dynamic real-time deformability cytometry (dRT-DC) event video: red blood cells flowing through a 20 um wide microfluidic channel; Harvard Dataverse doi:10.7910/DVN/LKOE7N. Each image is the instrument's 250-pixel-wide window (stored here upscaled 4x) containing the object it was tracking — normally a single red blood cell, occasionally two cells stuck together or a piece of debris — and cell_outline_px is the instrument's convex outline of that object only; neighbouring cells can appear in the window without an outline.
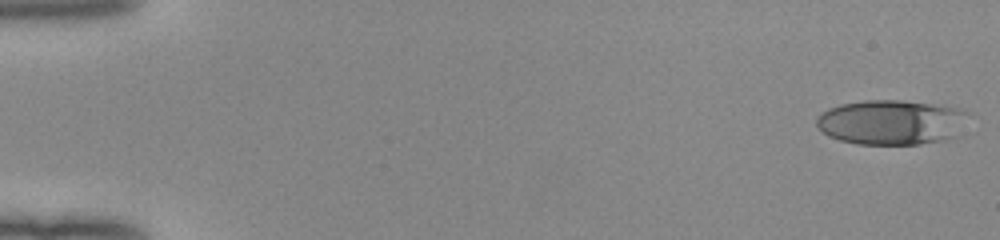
{"species": "human", "species_latin": "Homo sapiens", "temperature_condition": "room temperature", "stored_images_in_passage": 51, "camera_frame_rate_fps": 3000, "um_per_image_px": 0.085, "donor": {"sex": "female"}, "frame": {"image": 1, "passage_image": 1, "time_ms": 0.0, "image_size_px": [1000, 240], "cell_outline_px": [[968, 112], [956, 136], [944, 140], [920, 144], [856, 144], [840, 140], [828, 136], [816, 124], [816, 116], [820, 112], [828, 108], [840, 104], [864, 100], [900, 100], [964, 108]], "centroid_in_image_um": [75.73, 10.38], "position_along_channel_um": 9.3, "area_um2": 39.77}}
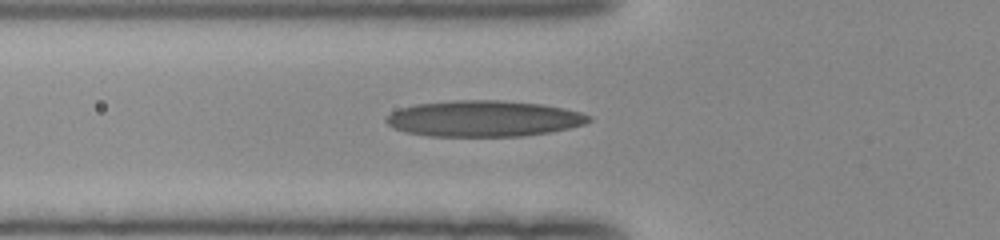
{"frame": {"image": 2, "passage_image": 19, "time_ms": 6.0, "image_size_px": [1000, 240], "cell_outline_px": [[592, 120], [584, 124], [568, 128], [548, 132], [524, 136], [428, 136], [408, 132], [392, 128], [384, 120], [392, 112], [400, 108], [416, 104], [456, 100], [500, 100], [540, 104], [564, 108], [580, 112], [592, 116]], "centroid_in_image_um": [41.12, 10.08], "position_along_channel_um": 84.7, "area_um2": 42.48}}
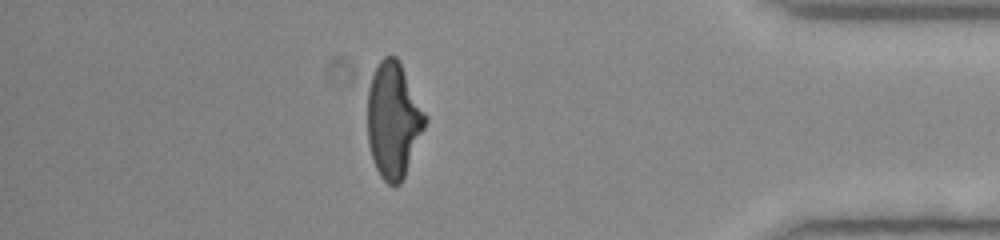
{"frame": {"image": 3, "passage_image": 45, "time_ms": 14.667, "image_size_px": [1000, 240], "cell_outline_px": [[428, 120], [404, 176], [400, 184], [388, 184], [380, 176], [372, 160], [368, 144], [368, 88], [372, 76], [380, 60], [384, 56], [396, 56], [428, 116]], "centroid_in_image_um": [33.44, 10.21], "position_along_channel_um": 401.8, "area_um2": 38.61}, "authors_computed_cell_mechanics": {"area_um2": 39.882, "velocity_mm_per_s": 4.043, "shape_relaxation_time_tau1_ms": 4.6806, "shape_relaxation_time_tau2_ms": 1.116, "deformation_change_tau1": 0.2109, "deformation_change_tau2": 0.1073}}